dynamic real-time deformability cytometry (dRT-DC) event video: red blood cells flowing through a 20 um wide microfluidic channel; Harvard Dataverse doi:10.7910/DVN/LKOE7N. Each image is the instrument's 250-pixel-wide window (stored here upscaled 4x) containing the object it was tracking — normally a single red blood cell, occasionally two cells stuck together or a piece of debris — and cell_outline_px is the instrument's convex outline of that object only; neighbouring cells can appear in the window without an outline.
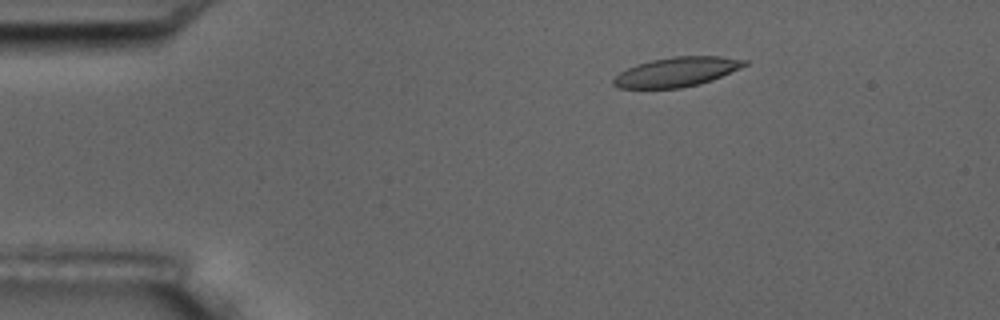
{"species": "common noctule bat (a hibernating species)", "species_latin": "Nyctalus noctula", "temperature_condition": "room temperature", "stored_images_in_passage": 5, "camera_frame_rate_fps": 3000, "um_per_image_px": 0.085, "animal": {"sex": "male", "body_mass_g": 17.5, "forearm_length_mm": 52.3}, "frame": {"image": 1, "passage_image": 3, "time_ms": 2.333, "image_size_px": [1000, 320], "cell_outline_px": [[748, 64], [712, 80], [700, 84], [680, 88], [620, 88], [612, 84], [612, 80], [620, 72], [636, 64], [652, 60], [672, 56], [720, 56], [748, 60]], "centroid_in_image_um": [57.52, 6.11], "position_along_channel_um": 27.5, "area_um2": 22.43}}